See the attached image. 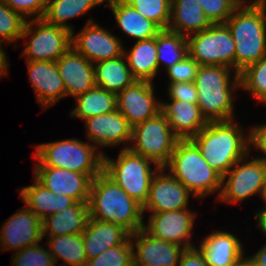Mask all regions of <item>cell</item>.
Returning a JSON list of instances; mask_svg holds the SVG:
<instances>
[{
    "label": "cell",
    "mask_w": 266,
    "mask_h": 266,
    "mask_svg": "<svg viewBox=\"0 0 266 266\" xmlns=\"http://www.w3.org/2000/svg\"><path fill=\"white\" fill-rule=\"evenodd\" d=\"M212 24H225L240 5L236 0H197Z\"/></svg>",
    "instance_id": "obj_40"
},
{
    "label": "cell",
    "mask_w": 266,
    "mask_h": 266,
    "mask_svg": "<svg viewBox=\"0 0 266 266\" xmlns=\"http://www.w3.org/2000/svg\"><path fill=\"white\" fill-rule=\"evenodd\" d=\"M196 215L197 213L189 210V208L167 212H151L148 225L144 223L143 230L153 238L190 248L195 246L191 241V236Z\"/></svg>",
    "instance_id": "obj_13"
},
{
    "label": "cell",
    "mask_w": 266,
    "mask_h": 266,
    "mask_svg": "<svg viewBox=\"0 0 266 266\" xmlns=\"http://www.w3.org/2000/svg\"><path fill=\"white\" fill-rule=\"evenodd\" d=\"M82 236L87 260H90L105 250L122 244L130 233L121 225L90 218Z\"/></svg>",
    "instance_id": "obj_25"
},
{
    "label": "cell",
    "mask_w": 266,
    "mask_h": 266,
    "mask_svg": "<svg viewBox=\"0 0 266 266\" xmlns=\"http://www.w3.org/2000/svg\"><path fill=\"white\" fill-rule=\"evenodd\" d=\"M235 41V71L266 55V0L240 4L225 23Z\"/></svg>",
    "instance_id": "obj_3"
},
{
    "label": "cell",
    "mask_w": 266,
    "mask_h": 266,
    "mask_svg": "<svg viewBox=\"0 0 266 266\" xmlns=\"http://www.w3.org/2000/svg\"><path fill=\"white\" fill-rule=\"evenodd\" d=\"M186 40L188 55L199 65L227 66L235 71V41L226 24H212Z\"/></svg>",
    "instance_id": "obj_9"
},
{
    "label": "cell",
    "mask_w": 266,
    "mask_h": 266,
    "mask_svg": "<svg viewBox=\"0 0 266 266\" xmlns=\"http://www.w3.org/2000/svg\"><path fill=\"white\" fill-rule=\"evenodd\" d=\"M26 21L0 0V42L13 43L21 39Z\"/></svg>",
    "instance_id": "obj_38"
},
{
    "label": "cell",
    "mask_w": 266,
    "mask_h": 266,
    "mask_svg": "<svg viewBox=\"0 0 266 266\" xmlns=\"http://www.w3.org/2000/svg\"><path fill=\"white\" fill-rule=\"evenodd\" d=\"M259 195L262 198V200L264 201V206H266V180H265V183L263 184V186L261 188Z\"/></svg>",
    "instance_id": "obj_50"
},
{
    "label": "cell",
    "mask_w": 266,
    "mask_h": 266,
    "mask_svg": "<svg viewBox=\"0 0 266 266\" xmlns=\"http://www.w3.org/2000/svg\"><path fill=\"white\" fill-rule=\"evenodd\" d=\"M156 44L158 66L164 65L165 70L188 55L186 37L177 32L162 29L156 36Z\"/></svg>",
    "instance_id": "obj_34"
},
{
    "label": "cell",
    "mask_w": 266,
    "mask_h": 266,
    "mask_svg": "<svg viewBox=\"0 0 266 266\" xmlns=\"http://www.w3.org/2000/svg\"><path fill=\"white\" fill-rule=\"evenodd\" d=\"M35 167H55L88 174L92 179L103 171L104 152L78 139H65L35 145Z\"/></svg>",
    "instance_id": "obj_6"
},
{
    "label": "cell",
    "mask_w": 266,
    "mask_h": 266,
    "mask_svg": "<svg viewBox=\"0 0 266 266\" xmlns=\"http://www.w3.org/2000/svg\"><path fill=\"white\" fill-rule=\"evenodd\" d=\"M86 266H134L130 236L122 244L109 248L98 256L87 260Z\"/></svg>",
    "instance_id": "obj_37"
},
{
    "label": "cell",
    "mask_w": 266,
    "mask_h": 266,
    "mask_svg": "<svg viewBox=\"0 0 266 266\" xmlns=\"http://www.w3.org/2000/svg\"><path fill=\"white\" fill-rule=\"evenodd\" d=\"M159 168L152 160L129 148L121 149L117 159H111L106 154L103 158V172L142 206L148 199L152 178Z\"/></svg>",
    "instance_id": "obj_7"
},
{
    "label": "cell",
    "mask_w": 266,
    "mask_h": 266,
    "mask_svg": "<svg viewBox=\"0 0 266 266\" xmlns=\"http://www.w3.org/2000/svg\"><path fill=\"white\" fill-rule=\"evenodd\" d=\"M88 140L97 149L129 144L132 140V126L118 111L90 117L83 121Z\"/></svg>",
    "instance_id": "obj_19"
},
{
    "label": "cell",
    "mask_w": 266,
    "mask_h": 266,
    "mask_svg": "<svg viewBox=\"0 0 266 266\" xmlns=\"http://www.w3.org/2000/svg\"><path fill=\"white\" fill-rule=\"evenodd\" d=\"M249 257L257 266H266V243L255 254L249 255Z\"/></svg>",
    "instance_id": "obj_46"
},
{
    "label": "cell",
    "mask_w": 266,
    "mask_h": 266,
    "mask_svg": "<svg viewBox=\"0 0 266 266\" xmlns=\"http://www.w3.org/2000/svg\"><path fill=\"white\" fill-rule=\"evenodd\" d=\"M88 204L92 219L121 225L130 234L143 229V206L103 171L92 180Z\"/></svg>",
    "instance_id": "obj_2"
},
{
    "label": "cell",
    "mask_w": 266,
    "mask_h": 266,
    "mask_svg": "<svg viewBox=\"0 0 266 266\" xmlns=\"http://www.w3.org/2000/svg\"><path fill=\"white\" fill-rule=\"evenodd\" d=\"M232 70L227 66L199 65L194 80L198 92L197 104L208 122L235 118L233 94L240 88V78Z\"/></svg>",
    "instance_id": "obj_4"
},
{
    "label": "cell",
    "mask_w": 266,
    "mask_h": 266,
    "mask_svg": "<svg viewBox=\"0 0 266 266\" xmlns=\"http://www.w3.org/2000/svg\"><path fill=\"white\" fill-rule=\"evenodd\" d=\"M13 11L25 20L42 19L49 0H3ZM34 15V16H33ZM36 15V16H35Z\"/></svg>",
    "instance_id": "obj_42"
},
{
    "label": "cell",
    "mask_w": 266,
    "mask_h": 266,
    "mask_svg": "<svg viewBox=\"0 0 266 266\" xmlns=\"http://www.w3.org/2000/svg\"><path fill=\"white\" fill-rule=\"evenodd\" d=\"M94 75L97 86L115 94L136 81L124 55L95 63Z\"/></svg>",
    "instance_id": "obj_30"
},
{
    "label": "cell",
    "mask_w": 266,
    "mask_h": 266,
    "mask_svg": "<svg viewBox=\"0 0 266 266\" xmlns=\"http://www.w3.org/2000/svg\"><path fill=\"white\" fill-rule=\"evenodd\" d=\"M72 47L92 64L122 56L125 49L118 37L92 18L80 32L72 33Z\"/></svg>",
    "instance_id": "obj_12"
},
{
    "label": "cell",
    "mask_w": 266,
    "mask_h": 266,
    "mask_svg": "<svg viewBox=\"0 0 266 266\" xmlns=\"http://www.w3.org/2000/svg\"><path fill=\"white\" fill-rule=\"evenodd\" d=\"M161 102V113L168 119L170 128L179 139H191L208 124L198 104L169 99Z\"/></svg>",
    "instance_id": "obj_23"
},
{
    "label": "cell",
    "mask_w": 266,
    "mask_h": 266,
    "mask_svg": "<svg viewBox=\"0 0 266 266\" xmlns=\"http://www.w3.org/2000/svg\"><path fill=\"white\" fill-rule=\"evenodd\" d=\"M30 186L19 190L26 207L33 211L41 220L47 216L59 213L60 210L72 206L76 201L66 195H56L41 185L35 178Z\"/></svg>",
    "instance_id": "obj_28"
},
{
    "label": "cell",
    "mask_w": 266,
    "mask_h": 266,
    "mask_svg": "<svg viewBox=\"0 0 266 266\" xmlns=\"http://www.w3.org/2000/svg\"><path fill=\"white\" fill-rule=\"evenodd\" d=\"M26 62L29 81L36 94L37 102L44 110L66 97L65 85L56 62L30 60Z\"/></svg>",
    "instance_id": "obj_20"
},
{
    "label": "cell",
    "mask_w": 266,
    "mask_h": 266,
    "mask_svg": "<svg viewBox=\"0 0 266 266\" xmlns=\"http://www.w3.org/2000/svg\"><path fill=\"white\" fill-rule=\"evenodd\" d=\"M164 168L169 170L194 198H204L217 192L219 197L222 176L206 162L191 139L177 141L170 161Z\"/></svg>",
    "instance_id": "obj_5"
},
{
    "label": "cell",
    "mask_w": 266,
    "mask_h": 266,
    "mask_svg": "<svg viewBox=\"0 0 266 266\" xmlns=\"http://www.w3.org/2000/svg\"><path fill=\"white\" fill-rule=\"evenodd\" d=\"M250 155L249 153L237 161L222 177L221 192L219 197H216L219 202H243L260 194L266 180V163L258 158L248 161Z\"/></svg>",
    "instance_id": "obj_11"
},
{
    "label": "cell",
    "mask_w": 266,
    "mask_h": 266,
    "mask_svg": "<svg viewBox=\"0 0 266 266\" xmlns=\"http://www.w3.org/2000/svg\"><path fill=\"white\" fill-rule=\"evenodd\" d=\"M46 239L55 263L62 259L60 266H86L87 256L82 234H67Z\"/></svg>",
    "instance_id": "obj_33"
},
{
    "label": "cell",
    "mask_w": 266,
    "mask_h": 266,
    "mask_svg": "<svg viewBox=\"0 0 266 266\" xmlns=\"http://www.w3.org/2000/svg\"><path fill=\"white\" fill-rule=\"evenodd\" d=\"M198 248L208 266H237L245 256L237 236L225 230L213 231L201 240Z\"/></svg>",
    "instance_id": "obj_22"
},
{
    "label": "cell",
    "mask_w": 266,
    "mask_h": 266,
    "mask_svg": "<svg viewBox=\"0 0 266 266\" xmlns=\"http://www.w3.org/2000/svg\"><path fill=\"white\" fill-rule=\"evenodd\" d=\"M198 68L199 64L187 55L183 60L165 70L170 80L168 83L194 82Z\"/></svg>",
    "instance_id": "obj_41"
},
{
    "label": "cell",
    "mask_w": 266,
    "mask_h": 266,
    "mask_svg": "<svg viewBox=\"0 0 266 266\" xmlns=\"http://www.w3.org/2000/svg\"><path fill=\"white\" fill-rule=\"evenodd\" d=\"M104 7L111 8L117 26L127 36L141 41L156 37L162 30L155 22L142 16L124 0H105Z\"/></svg>",
    "instance_id": "obj_26"
},
{
    "label": "cell",
    "mask_w": 266,
    "mask_h": 266,
    "mask_svg": "<svg viewBox=\"0 0 266 266\" xmlns=\"http://www.w3.org/2000/svg\"><path fill=\"white\" fill-rule=\"evenodd\" d=\"M11 263L12 266H56L49 249L39 243L15 252Z\"/></svg>",
    "instance_id": "obj_39"
},
{
    "label": "cell",
    "mask_w": 266,
    "mask_h": 266,
    "mask_svg": "<svg viewBox=\"0 0 266 266\" xmlns=\"http://www.w3.org/2000/svg\"><path fill=\"white\" fill-rule=\"evenodd\" d=\"M1 228L0 248L4 251L17 252L43 240L42 220L27 207L11 215Z\"/></svg>",
    "instance_id": "obj_16"
},
{
    "label": "cell",
    "mask_w": 266,
    "mask_h": 266,
    "mask_svg": "<svg viewBox=\"0 0 266 266\" xmlns=\"http://www.w3.org/2000/svg\"><path fill=\"white\" fill-rule=\"evenodd\" d=\"M237 266H257L252 259L248 256V257H243L239 263L237 264Z\"/></svg>",
    "instance_id": "obj_49"
},
{
    "label": "cell",
    "mask_w": 266,
    "mask_h": 266,
    "mask_svg": "<svg viewBox=\"0 0 266 266\" xmlns=\"http://www.w3.org/2000/svg\"><path fill=\"white\" fill-rule=\"evenodd\" d=\"M249 134V153L252 147L259 150L262 154L256 158L263 160L266 163V124L252 126Z\"/></svg>",
    "instance_id": "obj_44"
},
{
    "label": "cell",
    "mask_w": 266,
    "mask_h": 266,
    "mask_svg": "<svg viewBox=\"0 0 266 266\" xmlns=\"http://www.w3.org/2000/svg\"><path fill=\"white\" fill-rule=\"evenodd\" d=\"M142 16L167 29L171 18L172 0H124Z\"/></svg>",
    "instance_id": "obj_36"
},
{
    "label": "cell",
    "mask_w": 266,
    "mask_h": 266,
    "mask_svg": "<svg viewBox=\"0 0 266 266\" xmlns=\"http://www.w3.org/2000/svg\"><path fill=\"white\" fill-rule=\"evenodd\" d=\"M239 4H247V0H236Z\"/></svg>",
    "instance_id": "obj_51"
},
{
    "label": "cell",
    "mask_w": 266,
    "mask_h": 266,
    "mask_svg": "<svg viewBox=\"0 0 266 266\" xmlns=\"http://www.w3.org/2000/svg\"><path fill=\"white\" fill-rule=\"evenodd\" d=\"M212 23L207 19L197 0H172L168 30L188 37L208 29Z\"/></svg>",
    "instance_id": "obj_27"
},
{
    "label": "cell",
    "mask_w": 266,
    "mask_h": 266,
    "mask_svg": "<svg viewBox=\"0 0 266 266\" xmlns=\"http://www.w3.org/2000/svg\"><path fill=\"white\" fill-rule=\"evenodd\" d=\"M56 65L65 85L66 96L76 98L96 85L94 64L73 47L56 61Z\"/></svg>",
    "instance_id": "obj_21"
},
{
    "label": "cell",
    "mask_w": 266,
    "mask_h": 266,
    "mask_svg": "<svg viewBox=\"0 0 266 266\" xmlns=\"http://www.w3.org/2000/svg\"><path fill=\"white\" fill-rule=\"evenodd\" d=\"M90 219L88 202H75L42 220L43 238L67 234H82Z\"/></svg>",
    "instance_id": "obj_24"
},
{
    "label": "cell",
    "mask_w": 266,
    "mask_h": 266,
    "mask_svg": "<svg viewBox=\"0 0 266 266\" xmlns=\"http://www.w3.org/2000/svg\"><path fill=\"white\" fill-rule=\"evenodd\" d=\"M178 266H208L200 249L196 246L186 248Z\"/></svg>",
    "instance_id": "obj_45"
},
{
    "label": "cell",
    "mask_w": 266,
    "mask_h": 266,
    "mask_svg": "<svg viewBox=\"0 0 266 266\" xmlns=\"http://www.w3.org/2000/svg\"><path fill=\"white\" fill-rule=\"evenodd\" d=\"M154 84L136 80L117 94V110L133 127L161 112V101L154 96Z\"/></svg>",
    "instance_id": "obj_14"
},
{
    "label": "cell",
    "mask_w": 266,
    "mask_h": 266,
    "mask_svg": "<svg viewBox=\"0 0 266 266\" xmlns=\"http://www.w3.org/2000/svg\"><path fill=\"white\" fill-rule=\"evenodd\" d=\"M164 167L153 176L149 195L143 206V213L167 212L189 208V198L193 194Z\"/></svg>",
    "instance_id": "obj_15"
},
{
    "label": "cell",
    "mask_w": 266,
    "mask_h": 266,
    "mask_svg": "<svg viewBox=\"0 0 266 266\" xmlns=\"http://www.w3.org/2000/svg\"><path fill=\"white\" fill-rule=\"evenodd\" d=\"M124 56L136 80L152 82L153 78L158 75L156 37L135 41L130 51L124 49Z\"/></svg>",
    "instance_id": "obj_29"
},
{
    "label": "cell",
    "mask_w": 266,
    "mask_h": 266,
    "mask_svg": "<svg viewBox=\"0 0 266 266\" xmlns=\"http://www.w3.org/2000/svg\"><path fill=\"white\" fill-rule=\"evenodd\" d=\"M265 208H262V210H259L255 213L256 220L259 226V229L261 230L262 234L266 236V206Z\"/></svg>",
    "instance_id": "obj_48"
},
{
    "label": "cell",
    "mask_w": 266,
    "mask_h": 266,
    "mask_svg": "<svg viewBox=\"0 0 266 266\" xmlns=\"http://www.w3.org/2000/svg\"><path fill=\"white\" fill-rule=\"evenodd\" d=\"M240 88L266 104V55L258 62L246 66L240 73Z\"/></svg>",
    "instance_id": "obj_35"
},
{
    "label": "cell",
    "mask_w": 266,
    "mask_h": 266,
    "mask_svg": "<svg viewBox=\"0 0 266 266\" xmlns=\"http://www.w3.org/2000/svg\"><path fill=\"white\" fill-rule=\"evenodd\" d=\"M167 92L169 99L186 101L193 104H197V88L194 82H176L168 83Z\"/></svg>",
    "instance_id": "obj_43"
},
{
    "label": "cell",
    "mask_w": 266,
    "mask_h": 266,
    "mask_svg": "<svg viewBox=\"0 0 266 266\" xmlns=\"http://www.w3.org/2000/svg\"><path fill=\"white\" fill-rule=\"evenodd\" d=\"M8 65H9V62L6 56V52L2 48V43L0 42V78L8 75L9 73Z\"/></svg>",
    "instance_id": "obj_47"
},
{
    "label": "cell",
    "mask_w": 266,
    "mask_h": 266,
    "mask_svg": "<svg viewBox=\"0 0 266 266\" xmlns=\"http://www.w3.org/2000/svg\"><path fill=\"white\" fill-rule=\"evenodd\" d=\"M235 120L209 121L191 140L202 157L222 177L249 154V134Z\"/></svg>",
    "instance_id": "obj_1"
},
{
    "label": "cell",
    "mask_w": 266,
    "mask_h": 266,
    "mask_svg": "<svg viewBox=\"0 0 266 266\" xmlns=\"http://www.w3.org/2000/svg\"><path fill=\"white\" fill-rule=\"evenodd\" d=\"M76 106L70 116L83 121L94 116L117 110V94L95 85L75 98Z\"/></svg>",
    "instance_id": "obj_32"
},
{
    "label": "cell",
    "mask_w": 266,
    "mask_h": 266,
    "mask_svg": "<svg viewBox=\"0 0 266 266\" xmlns=\"http://www.w3.org/2000/svg\"><path fill=\"white\" fill-rule=\"evenodd\" d=\"M34 178L54 194L76 202H89L92 178L88 174L55 167H34Z\"/></svg>",
    "instance_id": "obj_18"
},
{
    "label": "cell",
    "mask_w": 266,
    "mask_h": 266,
    "mask_svg": "<svg viewBox=\"0 0 266 266\" xmlns=\"http://www.w3.org/2000/svg\"><path fill=\"white\" fill-rule=\"evenodd\" d=\"M105 0H49L42 19L50 25L65 28L74 33L71 24L66 23L72 18L85 15Z\"/></svg>",
    "instance_id": "obj_31"
},
{
    "label": "cell",
    "mask_w": 266,
    "mask_h": 266,
    "mask_svg": "<svg viewBox=\"0 0 266 266\" xmlns=\"http://www.w3.org/2000/svg\"><path fill=\"white\" fill-rule=\"evenodd\" d=\"M134 266H178L186 249L176 243L153 238L143 229L130 234Z\"/></svg>",
    "instance_id": "obj_17"
},
{
    "label": "cell",
    "mask_w": 266,
    "mask_h": 266,
    "mask_svg": "<svg viewBox=\"0 0 266 266\" xmlns=\"http://www.w3.org/2000/svg\"><path fill=\"white\" fill-rule=\"evenodd\" d=\"M25 38H29V41L21 56L30 61L56 62L72 47V32L50 25L43 19L26 21L21 39Z\"/></svg>",
    "instance_id": "obj_10"
},
{
    "label": "cell",
    "mask_w": 266,
    "mask_h": 266,
    "mask_svg": "<svg viewBox=\"0 0 266 266\" xmlns=\"http://www.w3.org/2000/svg\"><path fill=\"white\" fill-rule=\"evenodd\" d=\"M179 138L170 128L168 119L160 112L153 118L132 127L131 144L122 149L152 160L160 168L165 167L171 158Z\"/></svg>",
    "instance_id": "obj_8"
}]
</instances>
